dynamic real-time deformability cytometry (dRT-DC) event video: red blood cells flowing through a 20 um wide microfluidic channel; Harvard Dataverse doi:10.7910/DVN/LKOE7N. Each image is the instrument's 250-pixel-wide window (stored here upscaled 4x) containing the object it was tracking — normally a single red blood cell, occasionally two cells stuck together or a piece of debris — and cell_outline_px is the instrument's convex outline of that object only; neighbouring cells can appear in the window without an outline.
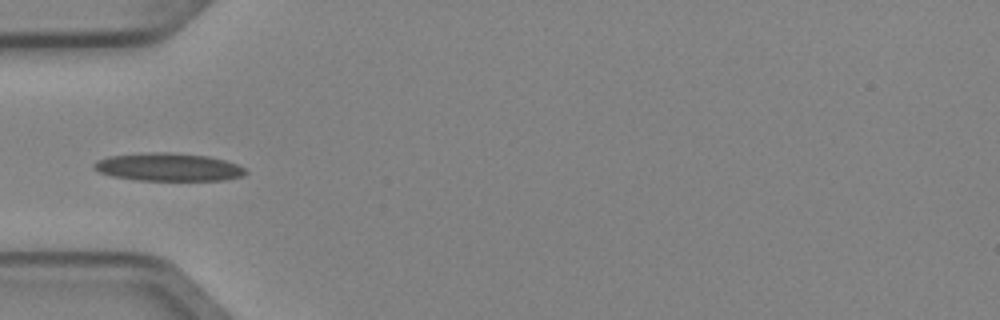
{"species": "Egyptian fruit bat (a non-hibernating species)", "species_latin": "Rousettus aegyptiacus", "temperature_condition": "cold", "stored_images_in_passage": 4, "camera_frame_rate_fps": 3000, "um_per_image_px": 0.085, "animal": {"sex": "female"}, "frame": {"image": 1, "passage_image": 4, "time_ms": 1.0, "image_size_px": [1000, 320], "cell_outline_px": [[248, 172], [244, 176], [224, 180], [136, 180], [112, 176], [100, 172], [92, 168], [92, 164], [96, 160], [108, 156], [148, 152], [168, 152], [208, 156], [224, 160], [236, 164], [244, 168]], "centroid_in_image_um": [14.28, 14.2], "position_along_channel_um": 70.7, "area_um2": 24.8}}